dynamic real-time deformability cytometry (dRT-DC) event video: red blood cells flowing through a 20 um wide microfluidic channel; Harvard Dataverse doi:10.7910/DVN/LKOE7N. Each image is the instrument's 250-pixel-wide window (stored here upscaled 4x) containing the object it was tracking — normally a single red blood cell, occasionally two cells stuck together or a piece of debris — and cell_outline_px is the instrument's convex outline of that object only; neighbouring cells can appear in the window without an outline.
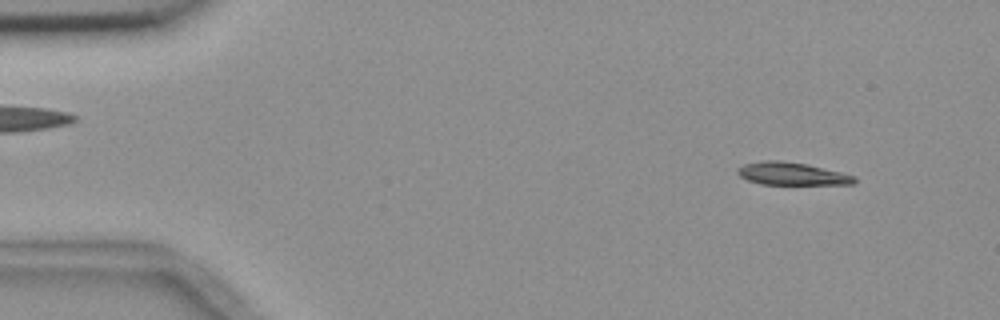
{"species": "common noctule bat (a hibernating species)", "species_latin": "Nyctalus noctula", "temperature_condition": "room temperature", "stored_images_in_passage": 3, "camera_frame_rate_fps": 3000, "um_per_image_px": 0.085, "animal": {"sex": "female", "body_mass_g": 18.4}, "frame": {"image": 1, "passage_image": 1, "time_ms": 0.0, "image_size_px": [1000, 320], "cell_outline_px": [[856, 180], [852, 184], [760, 184], [748, 180], [740, 176], [736, 172], [744, 164], [764, 160], [780, 160], [808, 164], [856, 176]], "centroid_in_image_um": [67.3, 14.76], "position_along_channel_um": 17.7, "area_um2": 15.32}}
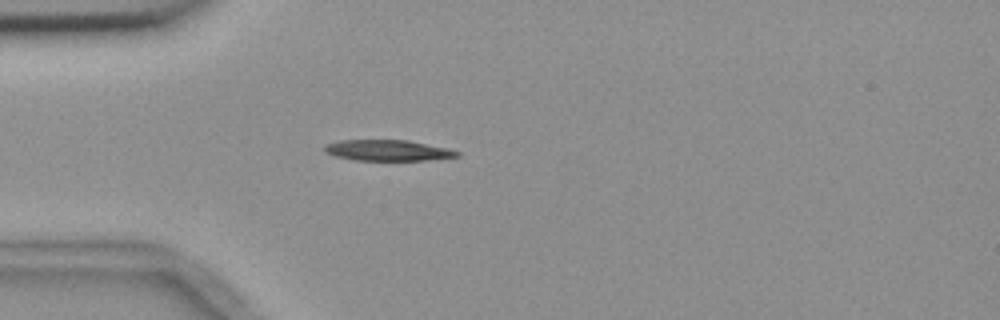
{"frame": {"image": 2, "passage_image": 3, "time_ms": 3.333, "image_size_px": [1000, 320], "cell_outline_px": [[460, 156], [428, 160], [356, 160], [336, 156], [328, 152], [324, 148], [324, 144], [340, 140], [408, 140], [448, 148], [460, 152]], "centroid_in_image_um": [33.0, 12.77], "position_along_channel_um": 52.0, "area_um2": 16.01}}